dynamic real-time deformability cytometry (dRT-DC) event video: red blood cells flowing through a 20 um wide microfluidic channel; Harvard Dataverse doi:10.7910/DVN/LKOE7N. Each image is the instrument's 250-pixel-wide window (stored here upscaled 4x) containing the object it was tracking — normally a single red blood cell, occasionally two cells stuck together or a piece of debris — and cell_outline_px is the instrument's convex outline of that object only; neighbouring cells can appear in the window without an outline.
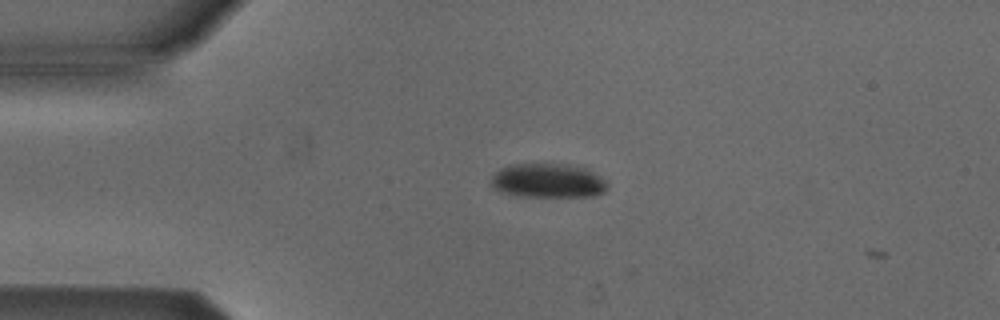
{"species": "Egyptian fruit bat (a non-hibernating species)", "species_latin": "Rousettus aegyptiacus", "temperature_condition": "cold", "stored_images_in_passage": 4, "camera_frame_rate_fps": 3000, "um_per_image_px": 0.085, "animal": {"sex": "male"}, "frame": {"image": 1, "passage_image": 2, "time_ms": 0.333, "image_size_px": [1000, 320], "cell_outline_px": [[608, 188], [604, 192], [596, 196], [520, 196], [504, 192], [492, 188], [492, 176], [500, 168], [512, 164], [568, 164], [584, 168], [600, 176], [608, 184]], "centroid_in_image_um": [46.59, 15.36], "position_along_channel_um": 38.4, "area_um2": 23.06}}